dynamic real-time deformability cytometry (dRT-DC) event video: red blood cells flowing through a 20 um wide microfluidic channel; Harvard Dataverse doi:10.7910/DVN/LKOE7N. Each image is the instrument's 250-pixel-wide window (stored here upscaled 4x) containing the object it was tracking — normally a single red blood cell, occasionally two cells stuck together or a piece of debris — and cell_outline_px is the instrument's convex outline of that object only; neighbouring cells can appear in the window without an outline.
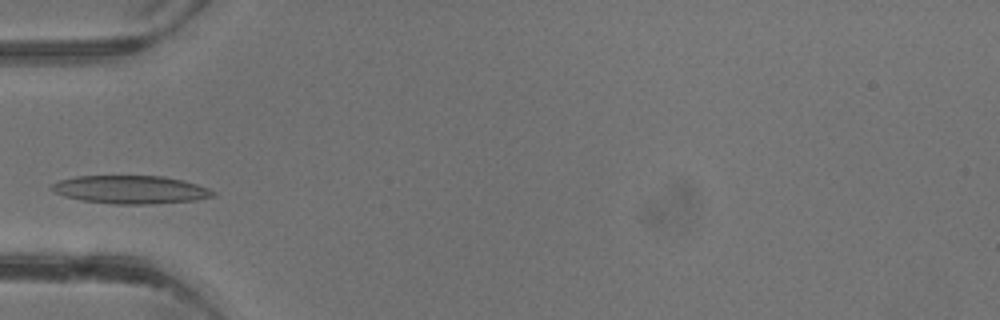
{"species": "common noctule bat (a hibernating species)", "species_latin": "Nyctalus noctula", "temperature_condition": "warm", "stored_images_in_passage": 2, "camera_frame_rate_fps": 3000, "um_per_image_px": 0.085, "animal": {"sex": "male", "body_mass_g": 13.3}, "frame": {"image": 1, "passage_image": 2, "time_ms": 1.333, "image_size_px": [1000, 320], "cell_outline_px": [[216, 196], [196, 200], [152, 204], [112, 204], [84, 200], [64, 196], [52, 192], [48, 188], [52, 184], [60, 180], [76, 176], [164, 176], [184, 180], [208, 188], [216, 192]], "centroid_in_image_um": [11.11, 16.12], "position_along_channel_um": 73.9, "area_um2": 26.59}}